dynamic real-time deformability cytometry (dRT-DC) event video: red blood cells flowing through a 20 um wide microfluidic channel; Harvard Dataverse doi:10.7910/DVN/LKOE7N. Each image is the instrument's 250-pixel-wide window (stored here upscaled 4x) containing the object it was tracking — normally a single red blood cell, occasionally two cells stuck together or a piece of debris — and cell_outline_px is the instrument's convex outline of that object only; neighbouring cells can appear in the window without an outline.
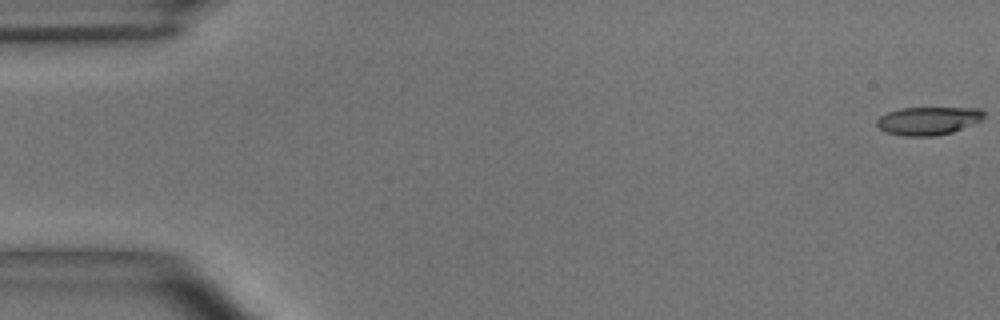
{"species": "common noctule bat (a hibernating species)", "species_latin": "Nyctalus noctula", "temperature_condition": "room temperature", "stored_images_in_passage": 55, "camera_frame_rate_fps": 3000, "um_per_image_px": 0.085, "animal": {"sex": "male", "body_mass_g": 15.6}, "frame": {"image": 1, "passage_image": 1, "time_ms": 0.0, "image_size_px": [1000, 320], "cell_outline_px": [[984, 116], [980, 120], [952, 132], [936, 136], [904, 136], [888, 132], [880, 128], [876, 124], [876, 120], [880, 116], [888, 112], [900, 108], [980, 108], [984, 112]], "centroid_in_image_um": [78.88, 10.26], "position_along_channel_um": 6.1, "area_um2": 17.34}}
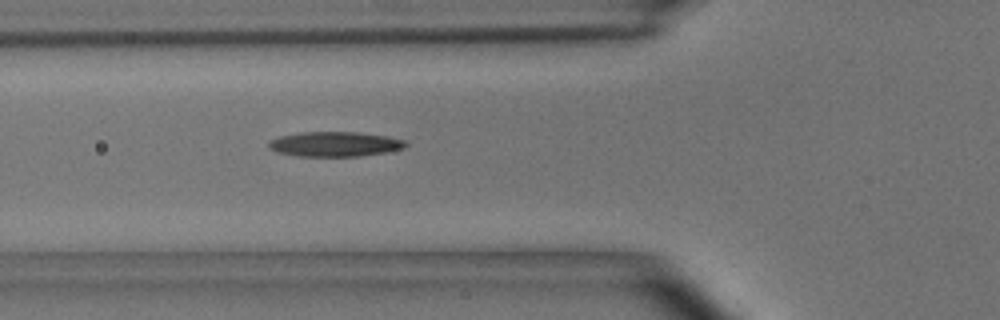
{"frame": {"image": 2, "passage_image": 20, "time_ms": 6.333, "image_size_px": [1000, 320], "cell_outline_px": [[408, 144], [404, 148], [384, 152], [360, 156], [296, 156], [276, 152], [268, 148], [268, 144], [272, 140], [280, 136], [300, 132], [360, 132], [388, 136], [404, 140]], "centroid_in_image_um": [28.45, 12.24], "position_along_channel_um": 97.3, "area_um2": 19.83}}
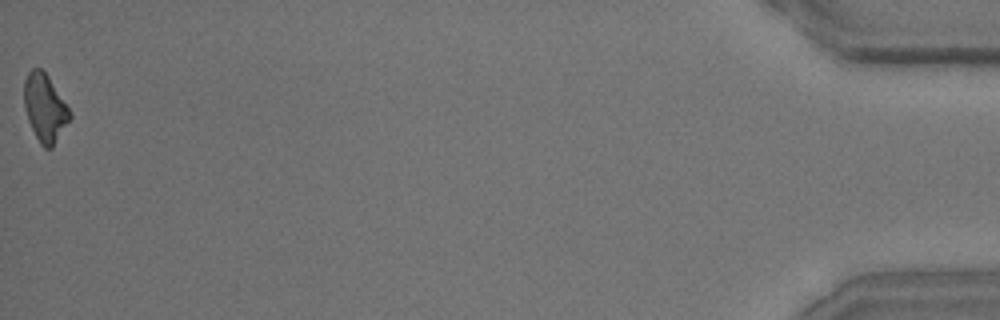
{"frame": {"image": 3, "passage_image": 55, "time_ms": 18.0, "image_size_px": [1000, 320], "cell_outline_px": [[72, 116], [52, 148], [44, 148], [40, 144], [28, 120], [24, 108], [24, 80], [28, 72], [32, 68], [40, 68], [48, 76], [72, 112]], "centroid_in_image_um": [3.81, 9.16], "position_along_channel_um": 431.4, "area_um2": 17.98}, "authors_computed_cell_mechanics": {"area_um2": 19.0162, "velocity_mm_per_s": 3.6815, "shape_relaxation_time_tau1_ms": 7.163, "shape_relaxation_time_tau2_ms": 9.8039, "deformation_change_tau1": 0.1968, "deformation_change_tau2": 0.2462}}